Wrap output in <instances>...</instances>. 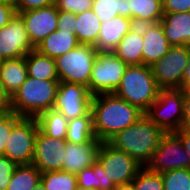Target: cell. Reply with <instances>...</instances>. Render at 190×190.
I'll return each instance as SVG.
<instances>
[{"instance_id": "obj_36", "label": "cell", "mask_w": 190, "mask_h": 190, "mask_svg": "<svg viewBox=\"0 0 190 190\" xmlns=\"http://www.w3.org/2000/svg\"><path fill=\"white\" fill-rule=\"evenodd\" d=\"M17 164L4 155H0V190H6Z\"/></svg>"}, {"instance_id": "obj_3", "label": "cell", "mask_w": 190, "mask_h": 190, "mask_svg": "<svg viewBox=\"0 0 190 190\" xmlns=\"http://www.w3.org/2000/svg\"><path fill=\"white\" fill-rule=\"evenodd\" d=\"M59 83V80L27 76L11 97V111L21 117L37 118L43 112L53 109Z\"/></svg>"}, {"instance_id": "obj_4", "label": "cell", "mask_w": 190, "mask_h": 190, "mask_svg": "<svg viewBox=\"0 0 190 190\" xmlns=\"http://www.w3.org/2000/svg\"><path fill=\"white\" fill-rule=\"evenodd\" d=\"M159 90L151 67L144 64L128 65L114 94L145 113L156 101Z\"/></svg>"}, {"instance_id": "obj_23", "label": "cell", "mask_w": 190, "mask_h": 190, "mask_svg": "<svg viewBox=\"0 0 190 190\" xmlns=\"http://www.w3.org/2000/svg\"><path fill=\"white\" fill-rule=\"evenodd\" d=\"M134 25L158 23L163 18L162 0H129Z\"/></svg>"}, {"instance_id": "obj_33", "label": "cell", "mask_w": 190, "mask_h": 190, "mask_svg": "<svg viewBox=\"0 0 190 190\" xmlns=\"http://www.w3.org/2000/svg\"><path fill=\"white\" fill-rule=\"evenodd\" d=\"M135 190H163V180L160 173L151 172L143 167L132 181Z\"/></svg>"}, {"instance_id": "obj_25", "label": "cell", "mask_w": 190, "mask_h": 190, "mask_svg": "<svg viewBox=\"0 0 190 190\" xmlns=\"http://www.w3.org/2000/svg\"><path fill=\"white\" fill-rule=\"evenodd\" d=\"M27 74L32 78L42 80H59L54 58L32 50L26 55Z\"/></svg>"}, {"instance_id": "obj_14", "label": "cell", "mask_w": 190, "mask_h": 190, "mask_svg": "<svg viewBox=\"0 0 190 190\" xmlns=\"http://www.w3.org/2000/svg\"><path fill=\"white\" fill-rule=\"evenodd\" d=\"M66 142L65 139L49 137L38 129L32 164L41 173L62 170Z\"/></svg>"}, {"instance_id": "obj_27", "label": "cell", "mask_w": 190, "mask_h": 190, "mask_svg": "<svg viewBox=\"0 0 190 190\" xmlns=\"http://www.w3.org/2000/svg\"><path fill=\"white\" fill-rule=\"evenodd\" d=\"M39 129L49 137L65 139L67 134L68 120L65 116L54 109H49L37 118Z\"/></svg>"}, {"instance_id": "obj_26", "label": "cell", "mask_w": 190, "mask_h": 190, "mask_svg": "<svg viewBox=\"0 0 190 190\" xmlns=\"http://www.w3.org/2000/svg\"><path fill=\"white\" fill-rule=\"evenodd\" d=\"M77 186L93 190H112L115 183L108 178L101 164L96 161L91 167L85 168L77 175Z\"/></svg>"}, {"instance_id": "obj_22", "label": "cell", "mask_w": 190, "mask_h": 190, "mask_svg": "<svg viewBox=\"0 0 190 190\" xmlns=\"http://www.w3.org/2000/svg\"><path fill=\"white\" fill-rule=\"evenodd\" d=\"M142 47L141 25H134L112 52L127 65H141Z\"/></svg>"}, {"instance_id": "obj_20", "label": "cell", "mask_w": 190, "mask_h": 190, "mask_svg": "<svg viewBox=\"0 0 190 190\" xmlns=\"http://www.w3.org/2000/svg\"><path fill=\"white\" fill-rule=\"evenodd\" d=\"M78 42L74 30H55L36 47L40 54L56 59L70 50L76 48Z\"/></svg>"}, {"instance_id": "obj_49", "label": "cell", "mask_w": 190, "mask_h": 190, "mask_svg": "<svg viewBox=\"0 0 190 190\" xmlns=\"http://www.w3.org/2000/svg\"><path fill=\"white\" fill-rule=\"evenodd\" d=\"M76 190H93V189H85L77 186Z\"/></svg>"}, {"instance_id": "obj_29", "label": "cell", "mask_w": 190, "mask_h": 190, "mask_svg": "<svg viewBox=\"0 0 190 190\" xmlns=\"http://www.w3.org/2000/svg\"><path fill=\"white\" fill-rule=\"evenodd\" d=\"M40 179L41 172L32 163L17 165L6 190H32Z\"/></svg>"}, {"instance_id": "obj_6", "label": "cell", "mask_w": 190, "mask_h": 190, "mask_svg": "<svg viewBox=\"0 0 190 190\" xmlns=\"http://www.w3.org/2000/svg\"><path fill=\"white\" fill-rule=\"evenodd\" d=\"M98 50L94 45L79 44L76 48L55 59L60 82L77 83L87 86Z\"/></svg>"}, {"instance_id": "obj_30", "label": "cell", "mask_w": 190, "mask_h": 190, "mask_svg": "<svg viewBox=\"0 0 190 190\" xmlns=\"http://www.w3.org/2000/svg\"><path fill=\"white\" fill-rule=\"evenodd\" d=\"M91 9L101 20V23L118 15L131 18L129 0H93Z\"/></svg>"}, {"instance_id": "obj_35", "label": "cell", "mask_w": 190, "mask_h": 190, "mask_svg": "<svg viewBox=\"0 0 190 190\" xmlns=\"http://www.w3.org/2000/svg\"><path fill=\"white\" fill-rule=\"evenodd\" d=\"M93 0H55L58 11L79 14L91 10Z\"/></svg>"}, {"instance_id": "obj_37", "label": "cell", "mask_w": 190, "mask_h": 190, "mask_svg": "<svg viewBox=\"0 0 190 190\" xmlns=\"http://www.w3.org/2000/svg\"><path fill=\"white\" fill-rule=\"evenodd\" d=\"M55 4V0H14L16 12L36 10Z\"/></svg>"}, {"instance_id": "obj_48", "label": "cell", "mask_w": 190, "mask_h": 190, "mask_svg": "<svg viewBox=\"0 0 190 190\" xmlns=\"http://www.w3.org/2000/svg\"><path fill=\"white\" fill-rule=\"evenodd\" d=\"M185 94H190V83L184 88Z\"/></svg>"}, {"instance_id": "obj_42", "label": "cell", "mask_w": 190, "mask_h": 190, "mask_svg": "<svg viewBox=\"0 0 190 190\" xmlns=\"http://www.w3.org/2000/svg\"><path fill=\"white\" fill-rule=\"evenodd\" d=\"M175 134L180 138L183 143L184 149L189 157V168H190V129L181 128Z\"/></svg>"}, {"instance_id": "obj_39", "label": "cell", "mask_w": 190, "mask_h": 190, "mask_svg": "<svg viewBox=\"0 0 190 190\" xmlns=\"http://www.w3.org/2000/svg\"><path fill=\"white\" fill-rule=\"evenodd\" d=\"M76 15L66 11H58V30H74Z\"/></svg>"}, {"instance_id": "obj_47", "label": "cell", "mask_w": 190, "mask_h": 190, "mask_svg": "<svg viewBox=\"0 0 190 190\" xmlns=\"http://www.w3.org/2000/svg\"><path fill=\"white\" fill-rule=\"evenodd\" d=\"M1 3L14 5V0H0Z\"/></svg>"}, {"instance_id": "obj_40", "label": "cell", "mask_w": 190, "mask_h": 190, "mask_svg": "<svg viewBox=\"0 0 190 190\" xmlns=\"http://www.w3.org/2000/svg\"><path fill=\"white\" fill-rule=\"evenodd\" d=\"M16 13L14 5L0 2V29L6 26Z\"/></svg>"}, {"instance_id": "obj_21", "label": "cell", "mask_w": 190, "mask_h": 190, "mask_svg": "<svg viewBox=\"0 0 190 190\" xmlns=\"http://www.w3.org/2000/svg\"><path fill=\"white\" fill-rule=\"evenodd\" d=\"M27 76L26 56L0 60V81L10 97L26 81Z\"/></svg>"}, {"instance_id": "obj_9", "label": "cell", "mask_w": 190, "mask_h": 190, "mask_svg": "<svg viewBox=\"0 0 190 190\" xmlns=\"http://www.w3.org/2000/svg\"><path fill=\"white\" fill-rule=\"evenodd\" d=\"M97 161L101 164L108 178L116 185L132 182L144 167L136 159L114 148L108 142H101Z\"/></svg>"}, {"instance_id": "obj_32", "label": "cell", "mask_w": 190, "mask_h": 190, "mask_svg": "<svg viewBox=\"0 0 190 190\" xmlns=\"http://www.w3.org/2000/svg\"><path fill=\"white\" fill-rule=\"evenodd\" d=\"M161 175L163 190H190V168L169 170Z\"/></svg>"}, {"instance_id": "obj_41", "label": "cell", "mask_w": 190, "mask_h": 190, "mask_svg": "<svg viewBox=\"0 0 190 190\" xmlns=\"http://www.w3.org/2000/svg\"><path fill=\"white\" fill-rule=\"evenodd\" d=\"M11 112V97L0 81V115Z\"/></svg>"}, {"instance_id": "obj_10", "label": "cell", "mask_w": 190, "mask_h": 190, "mask_svg": "<svg viewBox=\"0 0 190 190\" xmlns=\"http://www.w3.org/2000/svg\"><path fill=\"white\" fill-rule=\"evenodd\" d=\"M188 60L189 46H170L168 52L150 66L159 88H181L182 76Z\"/></svg>"}, {"instance_id": "obj_12", "label": "cell", "mask_w": 190, "mask_h": 190, "mask_svg": "<svg viewBox=\"0 0 190 190\" xmlns=\"http://www.w3.org/2000/svg\"><path fill=\"white\" fill-rule=\"evenodd\" d=\"M146 167L154 173L189 168V157L175 133H166Z\"/></svg>"}, {"instance_id": "obj_45", "label": "cell", "mask_w": 190, "mask_h": 190, "mask_svg": "<svg viewBox=\"0 0 190 190\" xmlns=\"http://www.w3.org/2000/svg\"><path fill=\"white\" fill-rule=\"evenodd\" d=\"M112 190H135V186L133 182L117 184Z\"/></svg>"}, {"instance_id": "obj_38", "label": "cell", "mask_w": 190, "mask_h": 190, "mask_svg": "<svg viewBox=\"0 0 190 190\" xmlns=\"http://www.w3.org/2000/svg\"><path fill=\"white\" fill-rule=\"evenodd\" d=\"M164 13L190 11V0H162Z\"/></svg>"}, {"instance_id": "obj_13", "label": "cell", "mask_w": 190, "mask_h": 190, "mask_svg": "<svg viewBox=\"0 0 190 190\" xmlns=\"http://www.w3.org/2000/svg\"><path fill=\"white\" fill-rule=\"evenodd\" d=\"M34 49L24 21L16 13L10 22L0 29V60L20 58Z\"/></svg>"}, {"instance_id": "obj_2", "label": "cell", "mask_w": 190, "mask_h": 190, "mask_svg": "<svg viewBox=\"0 0 190 190\" xmlns=\"http://www.w3.org/2000/svg\"><path fill=\"white\" fill-rule=\"evenodd\" d=\"M165 134L144 114L135 124L114 135L108 143L145 167L151 161Z\"/></svg>"}, {"instance_id": "obj_19", "label": "cell", "mask_w": 190, "mask_h": 190, "mask_svg": "<svg viewBox=\"0 0 190 190\" xmlns=\"http://www.w3.org/2000/svg\"><path fill=\"white\" fill-rule=\"evenodd\" d=\"M160 23L170 46H190V11L164 13Z\"/></svg>"}, {"instance_id": "obj_28", "label": "cell", "mask_w": 190, "mask_h": 190, "mask_svg": "<svg viewBox=\"0 0 190 190\" xmlns=\"http://www.w3.org/2000/svg\"><path fill=\"white\" fill-rule=\"evenodd\" d=\"M96 138L93 129V117L90 111L87 115L68 120L65 140L70 143H87Z\"/></svg>"}, {"instance_id": "obj_31", "label": "cell", "mask_w": 190, "mask_h": 190, "mask_svg": "<svg viewBox=\"0 0 190 190\" xmlns=\"http://www.w3.org/2000/svg\"><path fill=\"white\" fill-rule=\"evenodd\" d=\"M40 181L46 190H76L77 188L76 174L62 170L41 173Z\"/></svg>"}, {"instance_id": "obj_1", "label": "cell", "mask_w": 190, "mask_h": 190, "mask_svg": "<svg viewBox=\"0 0 190 190\" xmlns=\"http://www.w3.org/2000/svg\"><path fill=\"white\" fill-rule=\"evenodd\" d=\"M93 129L100 142H108L118 132L135 124L144 112L114 93L92 98Z\"/></svg>"}, {"instance_id": "obj_24", "label": "cell", "mask_w": 190, "mask_h": 190, "mask_svg": "<svg viewBox=\"0 0 190 190\" xmlns=\"http://www.w3.org/2000/svg\"><path fill=\"white\" fill-rule=\"evenodd\" d=\"M100 26L101 20L92 9L76 14L74 31L78 42L95 45L100 33Z\"/></svg>"}, {"instance_id": "obj_11", "label": "cell", "mask_w": 190, "mask_h": 190, "mask_svg": "<svg viewBox=\"0 0 190 190\" xmlns=\"http://www.w3.org/2000/svg\"><path fill=\"white\" fill-rule=\"evenodd\" d=\"M92 98L87 86L60 82L53 109L61 112L67 120L79 118L91 111Z\"/></svg>"}, {"instance_id": "obj_7", "label": "cell", "mask_w": 190, "mask_h": 190, "mask_svg": "<svg viewBox=\"0 0 190 190\" xmlns=\"http://www.w3.org/2000/svg\"><path fill=\"white\" fill-rule=\"evenodd\" d=\"M127 66L113 52H98L89 81L90 93L93 96L115 93Z\"/></svg>"}, {"instance_id": "obj_46", "label": "cell", "mask_w": 190, "mask_h": 190, "mask_svg": "<svg viewBox=\"0 0 190 190\" xmlns=\"http://www.w3.org/2000/svg\"><path fill=\"white\" fill-rule=\"evenodd\" d=\"M32 190H46L43 183L41 181L32 189Z\"/></svg>"}, {"instance_id": "obj_34", "label": "cell", "mask_w": 190, "mask_h": 190, "mask_svg": "<svg viewBox=\"0 0 190 190\" xmlns=\"http://www.w3.org/2000/svg\"><path fill=\"white\" fill-rule=\"evenodd\" d=\"M20 115L8 112L0 115V155H4L7 140L11 134L12 127L21 119Z\"/></svg>"}, {"instance_id": "obj_44", "label": "cell", "mask_w": 190, "mask_h": 190, "mask_svg": "<svg viewBox=\"0 0 190 190\" xmlns=\"http://www.w3.org/2000/svg\"><path fill=\"white\" fill-rule=\"evenodd\" d=\"M189 83H190V46H189V60L182 76L181 88L184 89Z\"/></svg>"}, {"instance_id": "obj_8", "label": "cell", "mask_w": 190, "mask_h": 190, "mask_svg": "<svg viewBox=\"0 0 190 190\" xmlns=\"http://www.w3.org/2000/svg\"><path fill=\"white\" fill-rule=\"evenodd\" d=\"M39 125L36 118L22 117L13 127L7 140L4 156L17 165L31 164Z\"/></svg>"}, {"instance_id": "obj_16", "label": "cell", "mask_w": 190, "mask_h": 190, "mask_svg": "<svg viewBox=\"0 0 190 190\" xmlns=\"http://www.w3.org/2000/svg\"><path fill=\"white\" fill-rule=\"evenodd\" d=\"M100 146L101 142L97 138L87 143L66 142L62 171L77 175L83 169L91 167L97 161Z\"/></svg>"}, {"instance_id": "obj_17", "label": "cell", "mask_w": 190, "mask_h": 190, "mask_svg": "<svg viewBox=\"0 0 190 190\" xmlns=\"http://www.w3.org/2000/svg\"><path fill=\"white\" fill-rule=\"evenodd\" d=\"M143 37L142 64L152 66L160 60L170 47L160 22L141 24Z\"/></svg>"}, {"instance_id": "obj_18", "label": "cell", "mask_w": 190, "mask_h": 190, "mask_svg": "<svg viewBox=\"0 0 190 190\" xmlns=\"http://www.w3.org/2000/svg\"><path fill=\"white\" fill-rule=\"evenodd\" d=\"M133 26L131 18L120 15L101 23L98 40L94 46L98 52H112Z\"/></svg>"}, {"instance_id": "obj_15", "label": "cell", "mask_w": 190, "mask_h": 190, "mask_svg": "<svg viewBox=\"0 0 190 190\" xmlns=\"http://www.w3.org/2000/svg\"><path fill=\"white\" fill-rule=\"evenodd\" d=\"M17 13L24 21L27 34L34 47L57 30L58 10L55 4Z\"/></svg>"}, {"instance_id": "obj_43", "label": "cell", "mask_w": 190, "mask_h": 190, "mask_svg": "<svg viewBox=\"0 0 190 190\" xmlns=\"http://www.w3.org/2000/svg\"><path fill=\"white\" fill-rule=\"evenodd\" d=\"M182 128L190 129V94H185Z\"/></svg>"}, {"instance_id": "obj_5", "label": "cell", "mask_w": 190, "mask_h": 190, "mask_svg": "<svg viewBox=\"0 0 190 190\" xmlns=\"http://www.w3.org/2000/svg\"><path fill=\"white\" fill-rule=\"evenodd\" d=\"M184 97L182 88L160 89L144 114L165 133H175L182 128Z\"/></svg>"}]
</instances>
